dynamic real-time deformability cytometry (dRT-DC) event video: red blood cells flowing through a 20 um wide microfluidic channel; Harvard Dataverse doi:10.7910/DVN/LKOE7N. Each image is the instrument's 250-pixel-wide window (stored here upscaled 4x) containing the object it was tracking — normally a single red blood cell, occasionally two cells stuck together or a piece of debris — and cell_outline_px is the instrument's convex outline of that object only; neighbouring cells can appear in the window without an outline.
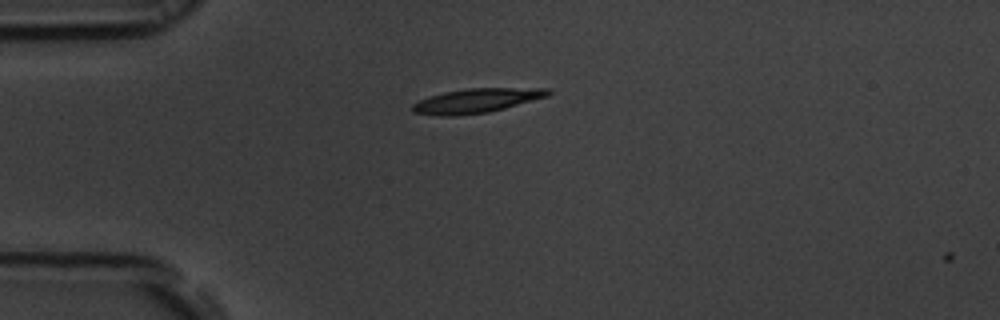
{"species": "common noctule bat (a hibernating species)", "species_latin": "Nyctalus noctula", "temperature_condition": "room temperature", "stored_images_in_passage": 2, "camera_frame_rate_fps": 3000, "um_per_image_px": 0.085, "animal": {"sex": "male", "body_mass_g": 19.5, "forearm_length_mm": 54.6}, "frame": {"image": 1, "passage_image": 1, "time_ms": 0.0, "image_size_px": [1000, 320], "cell_outline_px": [[552, 92], [548, 96], [504, 108], [488, 112], [456, 116], [436, 116], [412, 112], [412, 104], [428, 96], [444, 92], [468, 88], [552, 88]], "centroid_in_image_um": [40.49, 8.55], "position_along_channel_um": 44.5, "area_um2": 19.31}}